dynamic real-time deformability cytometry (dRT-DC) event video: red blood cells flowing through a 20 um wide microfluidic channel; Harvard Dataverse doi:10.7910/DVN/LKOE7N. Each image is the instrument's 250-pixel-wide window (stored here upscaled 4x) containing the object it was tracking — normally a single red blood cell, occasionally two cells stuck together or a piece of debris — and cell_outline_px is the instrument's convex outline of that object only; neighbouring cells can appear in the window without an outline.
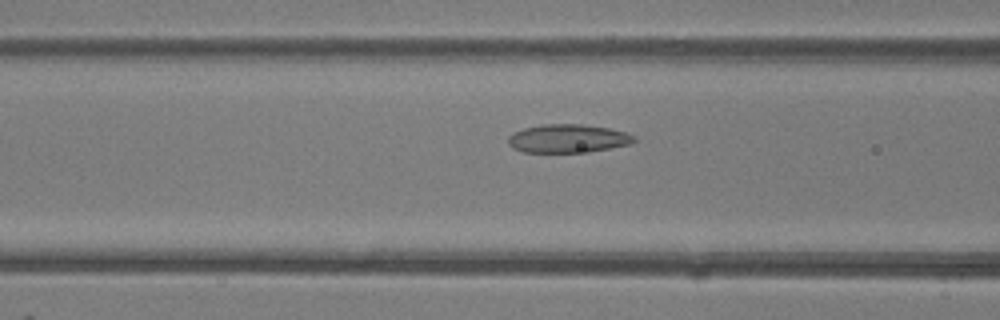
{"species": "common noctule bat (a hibernating species)", "species_latin": "Nyctalus noctula", "temperature_condition": "room temperature", "stored_images_in_passage": 35, "camera_frame_rate_fps": 3000, "um_per_image_px": 0.085, "animal": {"sex": "female"}, "frame": {"image": 1, "passage_image": 8, "time_ms": 2.333, "image_size_px": [1000, 320], "cell_outline_px": [[636, 140], [632, 144], [588, 152], [524, 152], [512, 148], [508, 144], [508, 136], [512, 132], [524, 128], [544, 124], [580, 124], [608, 128], [624, 132], [636, 136]], "centroid_in_image_um": [48.26, 11.78], "position_along_channel_um": 118.3, "area_um2": 20.92}}
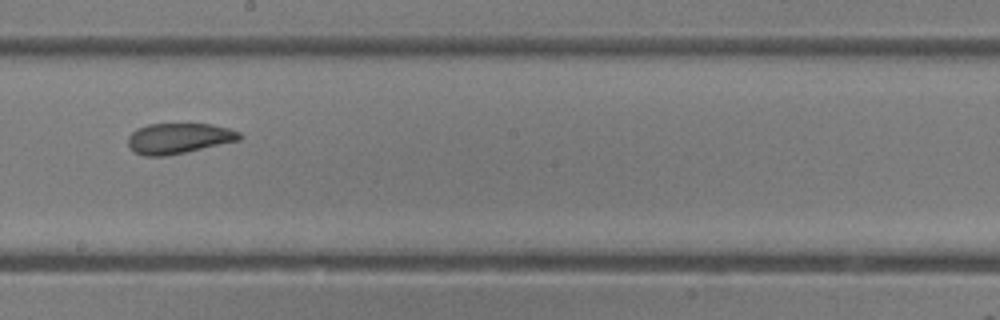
{"frame": {"image": 2, "passage_image": 16, "time_ms": 5.0, "image_size_px": [1000, 320], "cell_outline_px": [[244, 136], [240, 140], [184, 152], [164, 156], [144, 156], [132, 152], [128, 144], [128, 136], [136, 128], [148, 124], [212, 124], [228, 128], [240, 132]], "centroid_in_image_um": [15.17, 11.75], "position_along_channel_um": 233.0, "area_um2": 19.88}}
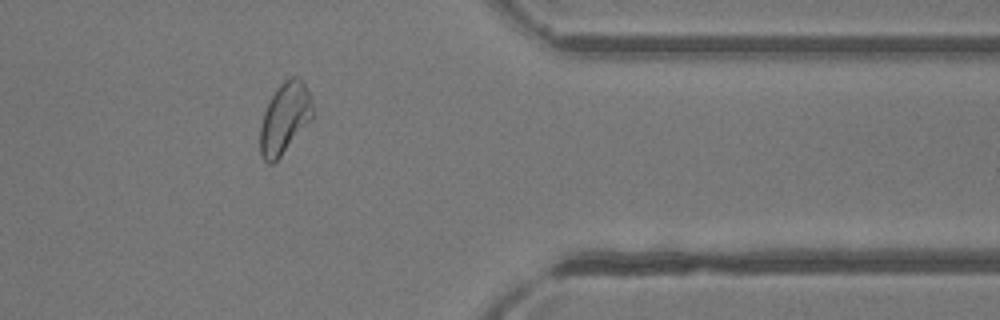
{"frame": {"image": 3, "passage_image": 28, "time_ms": 9.0, "image_size_px": [1000, 320], "cell_outline_px": [[316, 116], [280, 156], [272, 164], [268, 164], [260, 156], [260, 128], [264, 112], [276, 88], [288, 76], [296, 76], [304, 80], [308, 88]], "centroid_in_image_um": [24.24, 10.01], "position_along_channel_um": 387.2, "area_um2": 22.14}}